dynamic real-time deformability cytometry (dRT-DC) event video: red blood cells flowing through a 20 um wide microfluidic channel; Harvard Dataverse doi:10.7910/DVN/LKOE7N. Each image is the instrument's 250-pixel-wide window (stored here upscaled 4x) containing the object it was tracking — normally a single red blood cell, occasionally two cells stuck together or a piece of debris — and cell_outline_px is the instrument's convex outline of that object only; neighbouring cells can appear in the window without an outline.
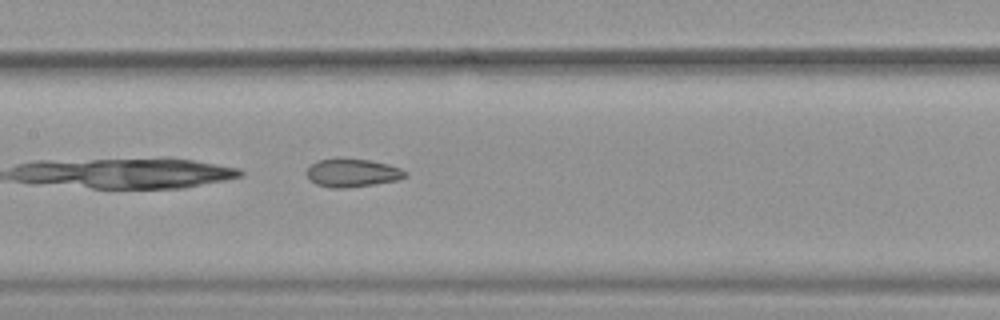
{"species": "common noctule bat (a hibernating species)", "species_latin": "Nyctalus noctula", "temperature_condition": "warm", "stored_images_in_passage": 34, "camera_frame_rate_fps": 3000, "um_per_image_px": 0.085, "animal": {"sex": "female", "body_mass_g": 19.9}, "frame": {"image": 1, "passage_image": 10, "time_ms": 3.0, "image_size_px": [1000, 320], "cell_outline_px": [[408, 176], [400, 180], [344, 188], [332, 188], [316, 184], [308, 180], [304, 172], [312, 164], [320, 160], [372, 160], [388, 164], [400, 168], [408, 172]], "centroid_in_image_um": [29.97, 14.72], "position_along_channel_um": 177.4, "area_um2": 16.01}, "authors_computed_cell_mechanics": {"area_um2": 16.8198, "velocity_mm_per_s": 3.9151, "shape_relaxation_time_tau1_ms": null, "shape_relaxation_time_tau2_ms": 2.601, "deformation_change_tau1": null, "deformation_change_tau2": 0.0986}}